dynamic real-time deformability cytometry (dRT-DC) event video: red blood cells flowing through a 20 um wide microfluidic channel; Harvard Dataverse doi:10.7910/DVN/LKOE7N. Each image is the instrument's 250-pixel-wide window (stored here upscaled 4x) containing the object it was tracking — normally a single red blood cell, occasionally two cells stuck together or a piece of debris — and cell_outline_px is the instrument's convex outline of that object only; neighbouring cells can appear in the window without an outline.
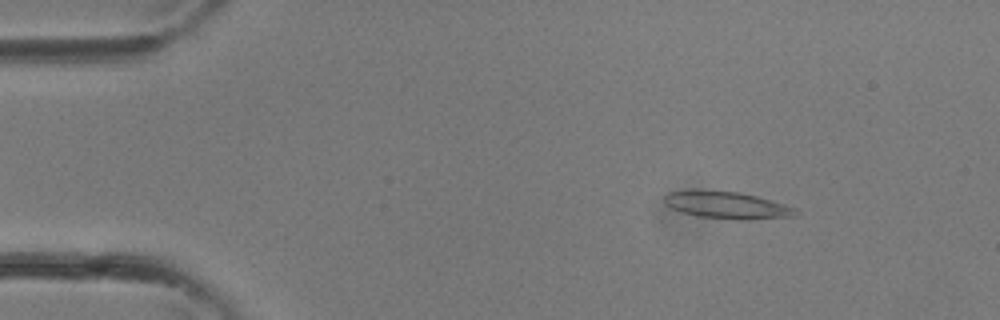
{"species": "common noctule bat (a hibernating species)", "species_latin": "Nyctalus noctula", "temperature_condition": "room temperature", "stored_images_in_passage": 34, "camera_frame_rate_fps": 3000, "um_per_image_px": 0.085, "animal": {"sex": "female"}, "frame": {"image": 1, "passage_image": 5, "time_ms": 1.333, "image_size_px": [1000, 320], "cell_outline_px": [[800, 212], [796, 216], [748, 220], [736, 220], [696, 216], [680, 212], [664, 204], [664, 196], [668, 192], [740, 192], [756, 196], [784, 204], [796, 208]], "centroid_in_image_um": [61.86, 17.48], "position_along_channel_um": 23.1, "area_um2": 20.35}}
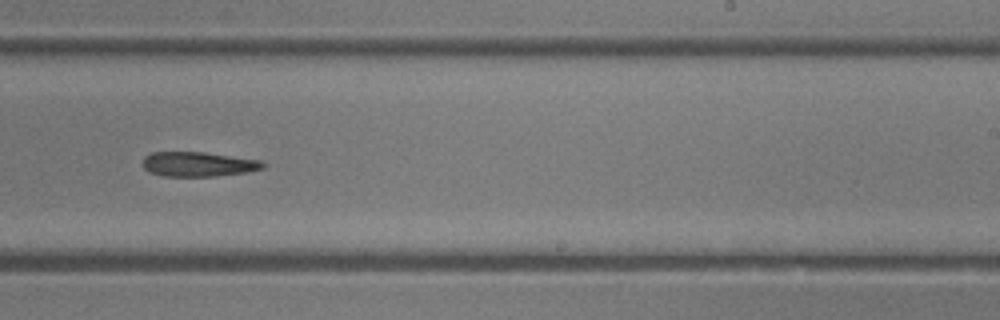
{"frame": {"image": 2, "passage_image": 21, "time_ms": 6.667, "image_size_px": [1000, 320], "cell_outline_px": [[264, 168], [248, 172], [212, 176], [164, 176], [148, 172], [144, 168], [144, 156], [152, 152], [204, 152], [260, 160], [264, 164]], "centroid_in_image_um": [16.83, 13.95], "position_along_channel_um": 272.2, "area_um2": 17.17}}
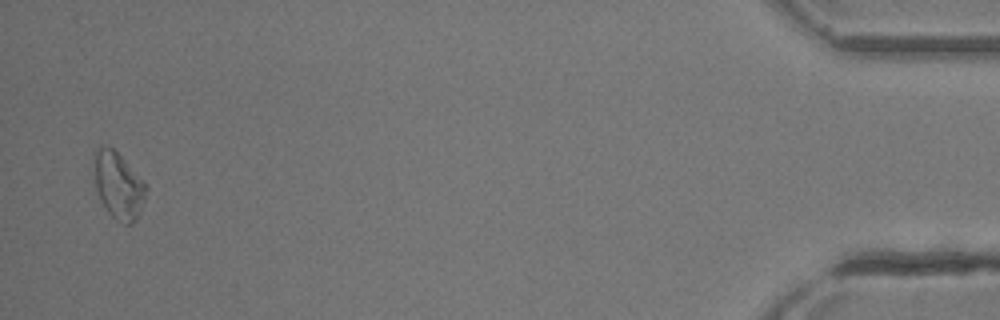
{"frame": {"image": 3, "passage_image": 33, "time_ms": 10.667, "image_size_px": [1000, 320], "cell_outline_px": [[144, 200], [136, 220], [132, 224], [124, 224], [116, 220], [108, 212], [96, 188], [96, 152], [104, 144], [112, 148], [144, 180]], "centroid_in_image_um": [10.09, 15.8], "position_along_channel_um": 425.1, "area_um2": 19.25}}